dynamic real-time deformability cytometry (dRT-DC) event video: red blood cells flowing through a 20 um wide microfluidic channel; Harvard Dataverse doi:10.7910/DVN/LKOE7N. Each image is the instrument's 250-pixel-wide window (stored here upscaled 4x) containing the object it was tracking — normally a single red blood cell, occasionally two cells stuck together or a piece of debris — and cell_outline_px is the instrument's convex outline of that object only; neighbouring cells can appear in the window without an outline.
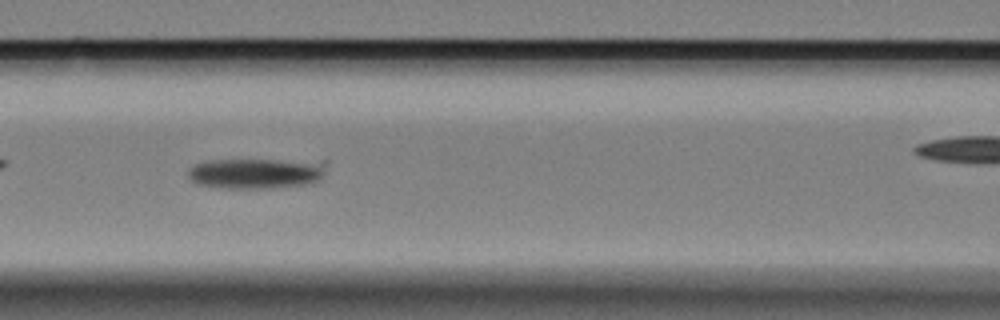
{"species": "Egyptian fruit bat (a non-hibernating species)", "species_latin": "Rousettus aegyptiacus", "temperature_condition": "cold", "stored_images_in_passage": 59, "camera_frame_rate_fps": 3000, "um_per_image_px": 0.085, "animal": {"sex": "female"}, "frame": {"image": 1, "passage_image": 24, "time_ms": 7.667, "image_size_px": [1000, 320], "cell_outline_px": [[324, 160], [320, 176], [316, 180], [304, 184], [268, 188], [224, 188], [196, 184], [188, 176], [188, 172], [196, 164], [212, 160]], "centroid_in_image_um": [21.72, 14.72], "position_along_channel_um": 144.9, "area_um2": 24.04}}
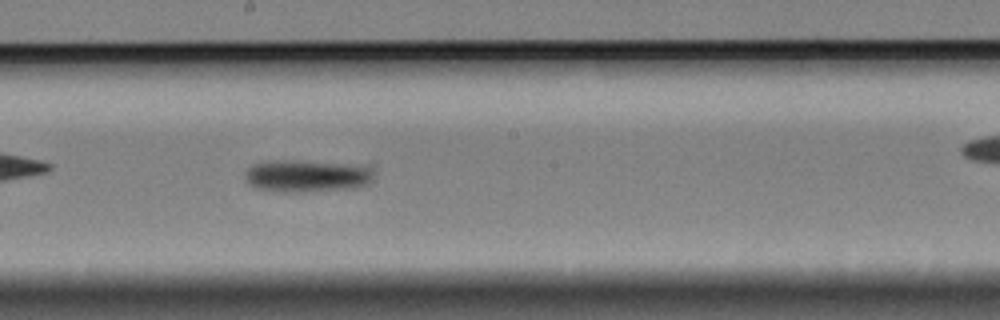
{"frame": {"image": 2, "passage_image": 31, "time_ms": 10.0, "image_size_px": [1000, 320], "cell_outline_px": [[372, 180], [368, 184], [352, 188], [300, 192], [280, 192], [256, 188], [248, 180], [248, 168], [256, 164], [284, 160], [300, 160], [368, 164], [372, 168]], "centroid_in_image_um": [26.23, 14.94], "position_along_channel_um": 222.0, "area_um2": 24.22}}
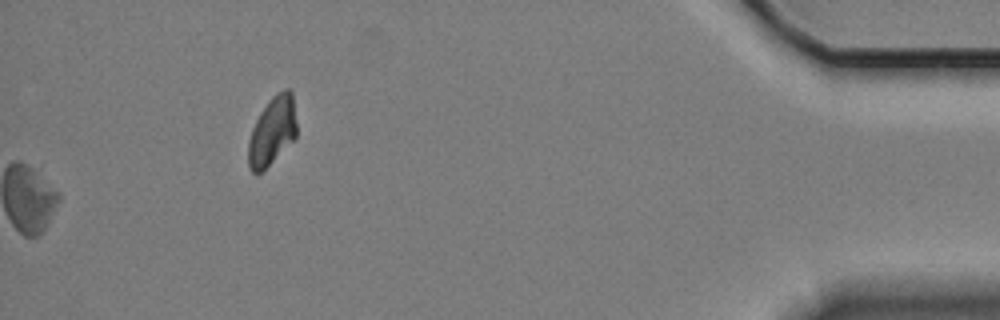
{"frame": {"image": 3, "passage_image": 59, "time_ms": 19.333, "image_size_px": [1000, 320], "cell_outline_px": [[296, 136], [260, 172], [252, 172], [248, 164], [248, 140], [252, 128], [260, 112], [268, 100], [276, 92], [284, 88], [288, 88], [292, 92], [296, 124]], "centroid_in_image_um": [23.12, 11.06], "position_along_channel_um": 412.1, "area_um2": 18.9}, "authors_computed_cell_mechanics": {"area_um2": 22.7154, "velocity_mm_per_s": 3.3173, "shape_relaxation_time_tau1_ms": 5.1922, "shape_relaxation_time_tau2_ms": null, "deformation_change_tau1": 0.1076, "deformation_change_tau2": null}}